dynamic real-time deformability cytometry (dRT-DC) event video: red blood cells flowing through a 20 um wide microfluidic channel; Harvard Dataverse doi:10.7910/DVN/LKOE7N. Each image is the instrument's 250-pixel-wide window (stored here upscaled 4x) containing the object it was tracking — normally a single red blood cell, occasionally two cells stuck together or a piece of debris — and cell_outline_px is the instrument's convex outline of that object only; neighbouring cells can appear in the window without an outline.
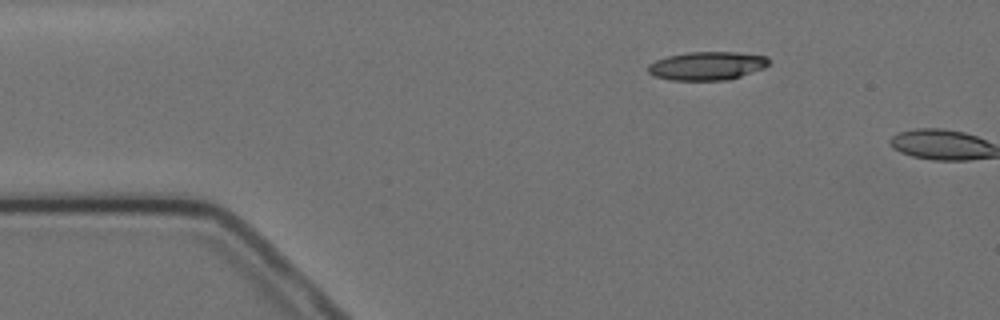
{"species": "Egyptian fruit bat (a non-hibernating species)", "species_latin": "Rousettus aegyptiacus", "temperature_condition": "cold", "stored_images_in_passage": 2, "camera_frame_rate_fps": 3000, "um_per_image_px": 0.085, "animal": {"sex": "female"}, "frame": {"image": 1, "passage_image": 1, "time_ms": 0.0, "image_size_px": [1000, 320], "cell_outline_px": [[768, 64], [764, 68], [728, 80], [668, 80], [652, 76], [648, 72], [648, 64], [656, 60], [668, 56], [688, 52], [736, 52], [768, 56]], "centroid_in_image_um": [60.07, 5.6], "position_along_channel_um": 24.9, "area_um2": 20.06}}